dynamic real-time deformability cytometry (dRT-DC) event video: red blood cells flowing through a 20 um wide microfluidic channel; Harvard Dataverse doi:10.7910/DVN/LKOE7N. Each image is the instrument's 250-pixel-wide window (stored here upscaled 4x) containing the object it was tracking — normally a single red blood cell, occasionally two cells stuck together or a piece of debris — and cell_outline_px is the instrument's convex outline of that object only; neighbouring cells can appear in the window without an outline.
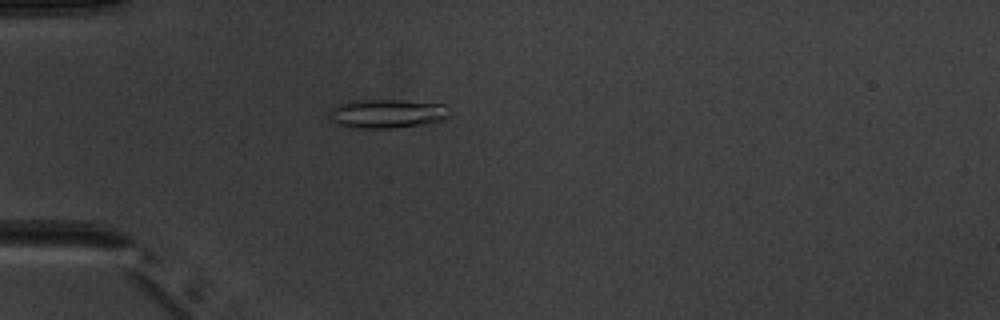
{"species": "common noctule bat (a hibernating species)", "species_latin": "Nyctalus noctula", "temperature_condition": "warm", "stored_images_in_passage": 6, "camera_frame_rate_fps": 3000, "um_per_image_px": 0.085, "animal": {"sex": "male", "body_mass_g": 20.1, "forearm_length_mm": 53.5}, "frame": {"image": 1, "passage_image": 5, "time_ms": 5.0, "image_size_px": [1000, 320], "cell_outline_px": [[448, 116], [440, 120], [420, 124], [392, 128], [348, 128], [336, 124], [328, 120], [328, 116], [332, 108], [348, 100], [404, 100], [444, 104]], "centroid_in_image_um": [32.77, 9.66], "position_along_channel_um": 52.2, "area_um2": 20.23}}